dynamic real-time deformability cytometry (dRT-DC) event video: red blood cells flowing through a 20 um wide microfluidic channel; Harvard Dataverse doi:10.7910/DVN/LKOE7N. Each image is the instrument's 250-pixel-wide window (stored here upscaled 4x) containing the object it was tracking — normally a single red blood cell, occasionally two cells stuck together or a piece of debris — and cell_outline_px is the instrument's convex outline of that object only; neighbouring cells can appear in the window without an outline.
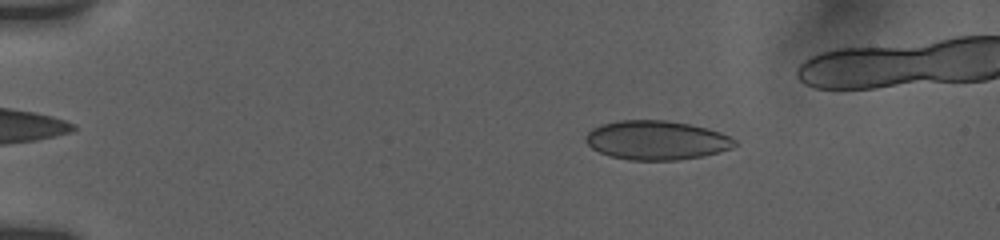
{"species": "human", "species_latin": "Homo sapiens", "temperature_condition": "room temperature", "stored_images_in_passage": 31, "camera_frame_rate_fps": 3000, "um_per_image_px": 0.085, "donor": {"sex": "female"}, "frame": {"image": 1, "passage_image": 7, "time_ms": 2.333, "image_size_px": [1000, 240], "cell_outline_px": [[740, 144], [732, 148], [700, 156], [676, 160], [628, 160], [612, 156], [600, 152], [592, 148], [584, 140], [584, 136], [592, 128], [600, 124], [620, 120], [664, 120], [688, 124], [708, 128], [720, 132], [736, 140]], "centroid_in_image_um": [55.79, 11.91], "position_along_channel_um": 29.2, "area_um2": 33.93}}
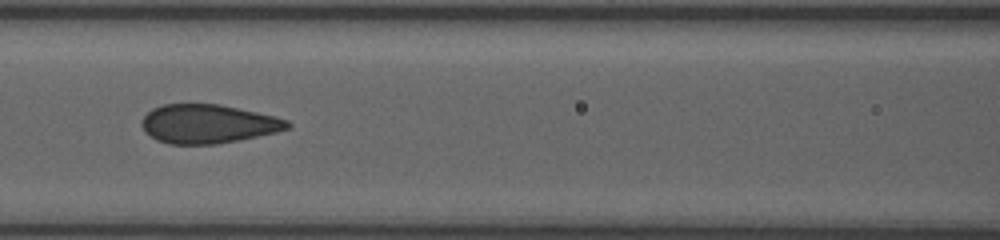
{"frame": {"image": 2, "passage_image": 21, "time_ms": 7.667, "image_size_px": [1000, 240], "cell_outline_px": [[292, 124], [288, 128], [276, 132], [216, 144], [168, 144], [156, 140], [144, 132], [140, 124], [140, 120], [152, 108], [160, 104], [220, 104], [276, 116], [288, 120]], "centroid_in_image_um": [17.63, 10.52], "position_along_channel_um": 149.0, "area_um2": 33.12}}
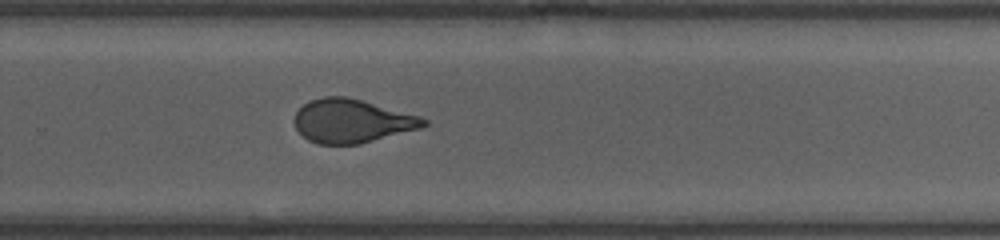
{"frame": {"image": 3, "passage_image": 31, "time_ms": 11.667, "image_size_px": [1000, 240], "cell_outline_px": [[428, 124], [420, 128], [356, 144], [316, 144], [308, 140], [296, 128], [296, 112], [304, 104], [312, 100], [324, 96], [344, 96], [360, 100], [420, 116], [428, 120]], "centroid_in_image_um": [29.9, 10.28], "position_along_channel_um": 299.9, "area_um2": 32.14}}